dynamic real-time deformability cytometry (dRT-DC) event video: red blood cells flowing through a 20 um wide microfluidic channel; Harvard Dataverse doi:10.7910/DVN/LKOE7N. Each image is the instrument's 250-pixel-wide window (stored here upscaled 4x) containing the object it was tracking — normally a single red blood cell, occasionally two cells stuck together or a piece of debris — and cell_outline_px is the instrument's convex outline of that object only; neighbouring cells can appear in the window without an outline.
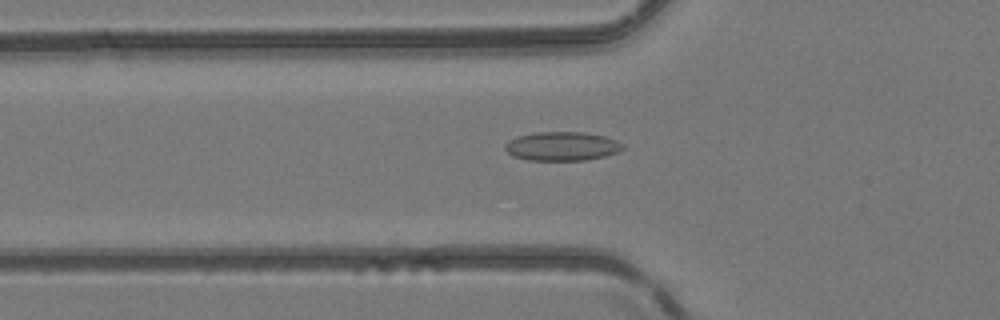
{"species": "common noctule bat (a hibernating species)", "species_latin": "Nyctalus noctula", "temperature_condition": "room temperature", "stored_images_in_passage": 50, "camera_frame_rate_fps": 3000, "um_per_image_px": 0.085, "animal": {"sex": "female", "body_mass_g": 24.6, "forearm_length_mm": 56.2}, "frame": {"image": 1, "passage_image": 18, "time_ms": 5.667, "image_size_px": [1000, 320], "cell_outline_px": [[624, 148], [616, 152], [604, 156], [584, 160], [528, 160], [512, 156], [504, 148], [504, 144], [508, 140], [516, 136], [536, 132], [584, 132], [604, 136], [616, 140], [624, 144]], "centroid_in_image_um": [47.73, 12.42], "position_along_channel_um": 78.1, "area_um2": 19.88}}
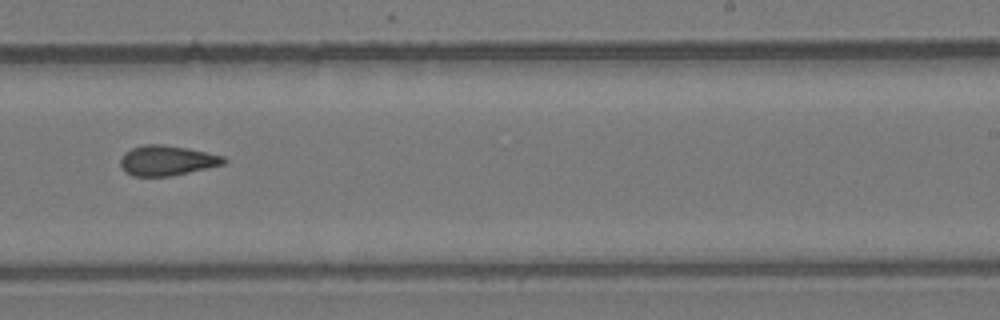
{"frame": {"image": 2, "passage_image": 32, "time_ms": 10.333, "image_size_px": [1000, 320], "cell_outline_px": [[228, 160], [224, 164], [172, 176], [132, 176], [124, 172], [120, 164], [120, 160], [124, 152], [132, 148], [144, 144], [164, 144], [188, 148], [224, 156]], "centroid_in_image_um": [14.17, 13.64], "position_along_channel_um": 274.8, "area_um2": 18.26}}
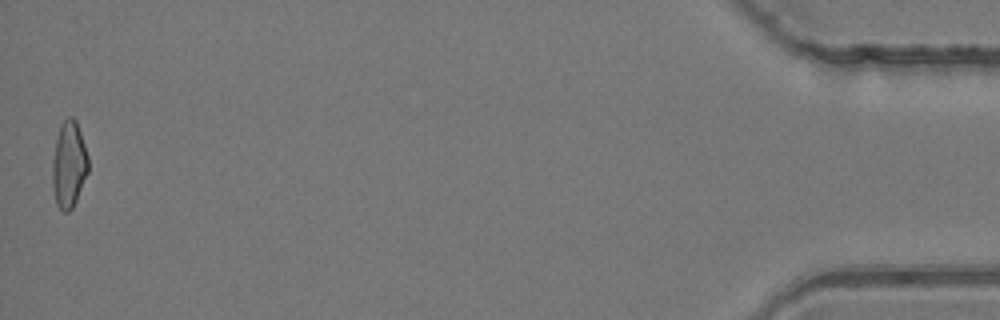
{"frame": {"image": 3, "passage_image": 50, "time_ms": 16.333, "image_size_px": [1000, 320], "cell_outline_px": [[88, 172], [76, 200], [72, 208], [68, 212], [64, 212], [56, 204], [52, 184], [52, 160], [56, 140], [60, 124], [68, 116], [72, 116], [76, 120], [88, 156]], "centroid_in_image_um": [5.84, 13.98], "position_along_channel_um": 429.4, "area_um2": 18.03}, "authors_computed_cell_mechanics": {"area_um2": 18.3804, "velocity_mm_per_s": 4.2007, "shape_relaxation_time_tau1_ms": null, "shape_relaxation_time_tau2_ms": 3.5249, "deformation_change_tau1": null, "deformation_change_tau2": 0.118}}